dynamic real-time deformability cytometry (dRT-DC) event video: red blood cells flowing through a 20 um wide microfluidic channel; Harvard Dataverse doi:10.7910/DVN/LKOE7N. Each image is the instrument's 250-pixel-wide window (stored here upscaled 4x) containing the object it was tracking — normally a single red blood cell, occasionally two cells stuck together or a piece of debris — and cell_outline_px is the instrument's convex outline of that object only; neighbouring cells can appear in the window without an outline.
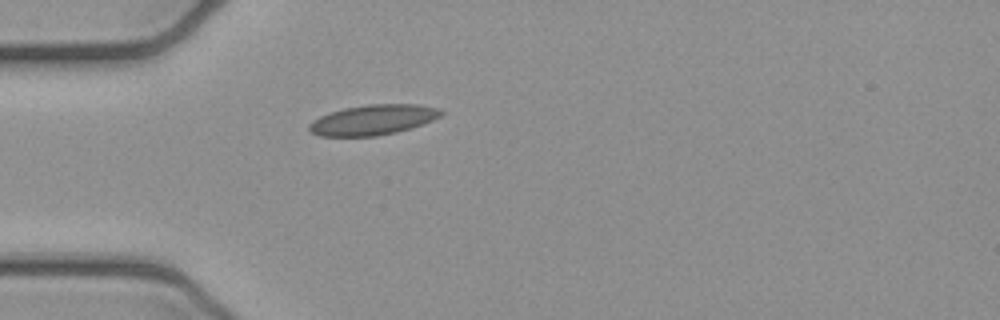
{"species": "common noctule bat (a hibernating species)", "species_latin": "Nyctalus noctula", "temperature_condition": "cold", "stored_images_in_passage": 1, "camera_frame_rate_fps": 3000, "um_per_image_px": 0.085, "animal": {"sex": "female", "body_mass_g": 21.9}, "frame": {"image": 1, "passage_image": 1, "time_ms": 0.0, "image_size_px": [1000, 320], "cell_outline_px": [[444, 112], [440, 116], [432, 120], [396, 132], [376, 136], [320, 136], [312, 132], [308, 128], [308, 124], [312, 120], [320, 116], [344, 108], [368, 104], [420, 104], [440, 108]], "centroid_in_image_um": [31.7, 10.17], "position_along_channel_um": 53.3, "area_um2": 23.06}}